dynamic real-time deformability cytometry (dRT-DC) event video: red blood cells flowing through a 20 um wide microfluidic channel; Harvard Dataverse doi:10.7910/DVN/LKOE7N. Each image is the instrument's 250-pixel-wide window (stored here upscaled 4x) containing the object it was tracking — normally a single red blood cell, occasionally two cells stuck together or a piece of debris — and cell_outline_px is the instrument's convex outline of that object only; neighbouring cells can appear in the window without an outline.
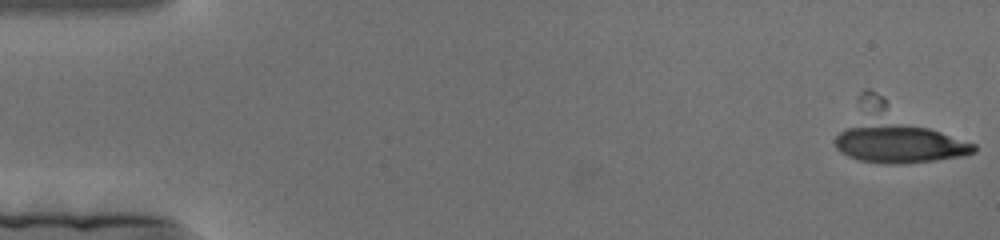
{"species": "human", "species_latin": "Homo sapiens", "temperature_condition": "cold", "stored_images_in_passage": 119, "camera_frame_rate_fps": 3000, "um_per_image_px": 0.085, "donor": {"sex": "female"}, "frame": {"image": 1, "passage_image": 1, "time_ms": 0.0, "image_size_px": [1000, 240], "cell_outline_px": [[976, 152], [964, 156], [900, 164], [880, 164], [860, 160], [848, 156], [840, 152], [836, 148], [832, 140], [840, 132], [848, 128], [880, 124], [900, 124], [928, 128], [976, 144]], "centroid_in_image_um": [76.48, 12.26], "position_along_channel_um": 8.5, "area_um2": 30.46}}
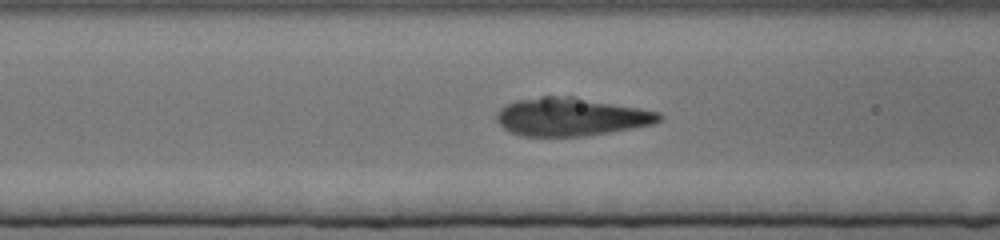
{"frame": {"image": 2, "passage_image": 68, "time_ms": 22.333, "image_size_px": [1000, 240], "cell_outline_px": [[664, 116], [660, 120], [652, 124], [632, 128], [584, 136], [520, 136], [504, 128], [496, 120], [496, 112], [504, 104], [516, 100], [540, 96], [576, 96], [640, 108], [660, 112]], "centroid_in_image_um": [48.51, 9.91], "position_along_channel_um": 118.1, "area_um2": 36.36}}
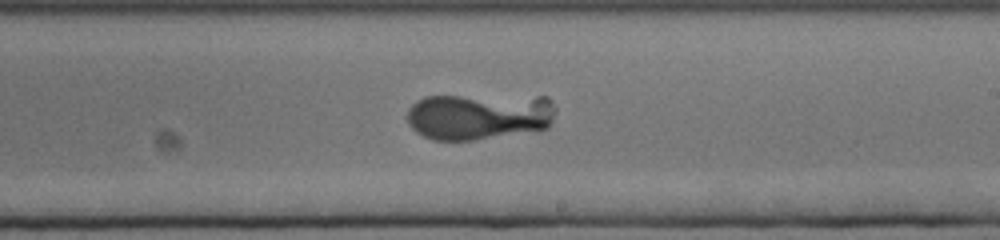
{"frame": {"image": 3, "passage_image": 102, "time_ms": 33.667, "image_size_px": [1000, 240], "cell_outline_px": [[556, 108], [552, 124], [548, 128], [540, 132], [472, 140], [432, 140], [416, 132], [408, 124], [408, 108], [416, 100], [424, 96], [548, 96], [552, 100]], "centroid_in_image_um": [40.79, 9.9], "position_along_channel_um": 248.2, "area_um2": 41.38}}